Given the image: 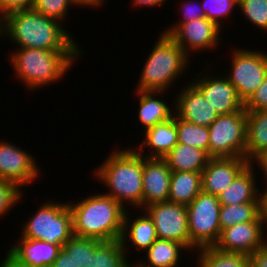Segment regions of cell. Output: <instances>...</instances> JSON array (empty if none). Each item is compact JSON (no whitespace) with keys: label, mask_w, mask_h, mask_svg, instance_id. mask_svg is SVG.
<instances>
[{"label":"cell","mask_w":267,"mask_h":267,"mask_svg":"<svg viewBox=\"0 0 267 267\" xmlns=\"http://www.w3.org/2000/svg\"><path fill=\"white\" fill-rule=\"evenodd\" d=\"M109 150L105 160L93 168L92 179L106 189L104 194L111 196L126 210L142 209L143 198V156L132 146ZM96 179V180H95Z\"/></svg>","instance_id":"cell-1"},{"label":"cell","mask_w":267,"mask_h":267,"mask_svg":"<svg viewBox=\"0 0 267 267\" xmlns=\"http://www.w3.org/2000/svg\"><path fill=\"white\" fill-rule=\"evenodd\" d=\"M65 26L32 8L23 9L3 17L2 38L11 40L15 48L84 50Z\"/></svg>","instance_id":"cell-2"},{"label":"cell","mask_w":267,"mask_h":267,"mask_svg":"<svg viewBox=\"0 0 267 267\" xmlns=\"http://www.w3.org/2000/svg\"><path fill=\"white\" fill-rule=\"evenodd\" d=\"M13 50V51H12ZM8 52V63L12 67L13 78L28 92L49 88L61 83L74 64L82 60L83 50H44L38 48H12ZM10 54V55H9ZM11 63V64H10ZM65 77V78H64Z\"/></svg>","instance_id":"cell-3"},{"label":"cell","mask_w":267,"mask_h":267,"mask_svg":"<svg viewBox=\"0 0 267 267\" xmlns=\"http://www.w3.org/2000/svg\"><path fill=\"white\" fill-rule=\"evenodd\" d=\"M103 191L87 194L78 201L67 200L72 212L75 236L100 241L121 239L126 209Z\"/></svg>","instance_id":"cell-4"},{"label":"cell","mask_w":267,"mask_h":267,"mask_svg":"<svg viewBox=\"0 0 267 267\" xmlns=\"http://www.w3.org/2000/svg\"><path fill=\"white\" fill-rule=\"evenodd\" d=\"M147 52L134 91H172L174 83L186 76L194 62L169 36L160 31ZM191 60V61H190ZM191 67V68H190ZM170 89V90H169Z\"/></svg>","instance_id":"cell-5"},{"label":"cell","mask_w":267,"mask_h":267,"mask_svg":"<svg viewBox=\"0 0 267 267\" xmlns=\"http://www.w3.org/2000/svg\"><path fill=\"white\" fill-rule=\"evenodd\" d=\"M45 199L39 207L37 206V210L27 217L29 219L22 224L18 235L62 247L74 235L72 212L66 200L62 202L51 198Z\"/></svg>","instance_id":"cell-6"},{"label":"cell","mask_w":267,"mask_h":267,"mask_svg":"<svg viewBox=\"0 0 267 267\" xmlns=\"http://www.w3.org/2000/svg\"><path fill=\"white\" fill-rule=\"evenodd\" d=\"M232 46L229 47L230 67H227V71L223 68V75L236 88L239 98L245 103L267 76V51Z\"/></svg>","instance_id":"cell-7"},{"label":"cell","mask_w":267,"mask_h":267,"mask_svg":"<svg viewBox=\"0 0 267 267\" xmlns=\"http://www.w3.org/2000/svg\"><path fill=\"white\" fill-rule=\"evenodd\" d=\"M186 207L190 254L200 248L214 246L221 233L219 224L221 205L218 196L201 191Z\"/></svg>","instance_id":"cell-8"},{"label":"cell","mask_w":267,"mask_h":267,"mask_svg":"<svg viewBox=\"0 0 267 267\" xmlns=\"http://www.w3.org/2000/svg\"><path fill=\"white\" fill-rule=\"evenodd\" d=\"M247 111L243 108L218 115L209 128L208 156L243 157L246 148Z\"/></svg>","instance_id":"cell-9"},{"label":"cell","mask_w":267,"mask_h":267,"mask_svg":"<svg viewBox=\"0 0 267 267\" xmlns=\"http://www.w3.org/2000/svg\"><path fill=\"white\" fill-rule=\"evenodd\" d=\"M38 164L35 155L19 143L16 145L13 140L0 139V179L12 182L21 189L29 188V185L37 183L41 179L43 169Z\"/></svg>","instance_id":"cell-10"},{"label":"cell","mask_w":267,"mask_h":267,"mask_svg":"<svg viewBox=\"0 0 267 267\" xmlns=\"http://www.w3.org/2000/svg\"><path fill=\"white\" fill-rule=\"evenodd\" d=\"M205 64L206 65L201 68L203 71L200 70L199 73H194L190 82L203 94L219 115L242 110L244 108V102L239 98L236 88L220 70V74H218L219 72L216 71V68H213L215 63L210 64L208 59ZM210 67L216 72L214 73V71H211ZM204 70L206 72L205 74Z\"/></svg>","instance_id":"cell-11"},{"label":"cell","mask_w":267,"mask_h":267,"mask_svg":"<svg viewBox=\"0 0 267 267\" xmlns=\"http://www.w3.org/2000/svg\"><path fill=\"white\" fill-rule=\"evenodd\" d=\"M223 31L224 29H221L216 23L205 17L180 23L169 36L190 58H194L195 53L199 55L202 51L204 53L206 51L211 54L212 51H216L219 46L221 47V42L226 41L223 38Z\"/></svg>","instance_id":"cell-12"},{"label":"cell","mask_w":267,"mask_h":267,"mask_svg":"<svg viewBox=\"0 0 267 267\" xmlns=\"http://www.w3.org/2000/svg\"><path fill=\"white\" fill-rule=\"evenodd\" d=\"M143 210L152 219L159 239L179 242L190 252L188 212L185 205L166 201L150 204Z\"/></svg>","instance_id":"cell-13"},{"label":"cell","mask_w":267,"mask_h":267,"mask_svg":"<svg viewBox=\"0 0 267 267\" xmlns=\"http://www.w3.org/2000/svg\"><path fill=\"white\" fill-rule=\"evenodd\" d=\"M6 249L0 267H47L53 265L61 249L60 245L42 240L17 237Z\"/></svg>","instance_id":"cell-14"},{"label":"cell","mask_w":267,"mask_h":267,"mask_svg":"<svg viewBox=\"0 0 267 267\" xmlns=\"http://www.w3.org/2000/svg\"><path fill=\"white\" fill-rule=\"evenodd\" d=\"M267 243L264 218L261 213L254 221L223 229L215 248L224 252L251 255Z\"/></svg>","instance_id":"cell-15"},{"label":"cell","mask_w":267,"mask_h":267,"mask_svg":"<svg viewBox=\"0 0 267 267\" xmlns=\"http://www.w3.org/2000/svg\"><path fill=\"white\" fill-rule=\"evenodd\" d=\"M188 82V83H187ZM181 81V89L173 95L174 114L199 126L209 127L218 117L215 108L203 96V94L190 82ZM177 93V94H176Z\"/></svg>","instance_id":"cell-16"},{"label":"cell","mask_w":267,"mask_h":267,"mask_svg":"<svg viewBox=\"0 0 267 267\" xmlns=\"http://www.w3.org/2000/svg\"><path fill=\"white\" fill-rule=\"evenodd\" d=\"M130 211L132 212L130 213ZM157 239L158 237L153 221L143 209L126 210L123 232L120 240L128 258L131 255L132 257L130 259H133L132 254L135 250L137 251H135L136 254L139 253V251L143 254ZM132 248H134V250ZM131 251L133 253H131Z\"/></svg>","instance_id":"cell-17"},{"label":"cell","mask_w":267,"mask_h":267,"mask_svg":"<svg viewBox=\"0 0 267 267\" xmlns=\"http://www.w3.org/2000/svg\"><path fill=\"white\" fill-rule=\"evenodd\" d=\"M249 164L243 157L209 158L202 170V191L218 196Z\"/></svg>","instance_id":"cell-18"},{"label":"cell","mask_w":267,"mask_h":267,"mask_svg":"<svg viewBox=\"0 0 267 267\" xmlns=\"http://www.w3.org/2000/svg\"><path fill=\"white\" fill-rule=\"evenodd\" d=\"M172 171L163 158L143 156L142 209L150 204L168 201Z\"/></svg>","instance_id":"cell-19"},{"label":"cell","mask_w":267,"mask_h":267,"mask_svg":"<svg viewBox=\"0 0 267 267\" xmlns=\"http://www.w3.org/2000/svg\"><path fill=\"white\" fill-rule=\"evenodd\" d=\"M257 168L249 163L219 195L220 205L263 203V192ZM260 185V187H259Z\"/></svg>","instance_id":"cell-20"},{"label":"cell","mask_w":267,"mask_h":267,"mask_svg":"<svg viewBox=\"0 0 267 267\" xmlns=\"http://www.w3.org/2000/svg\"><path fill=\"white\" fill-rule=\"evenodd\" d=\"M140 135H144L143 140H139L136 146L134 144L130 146L146 158H164L178 143L176 115L174 114L168 121L145 130Z\"/></svg>","instance_id":"cell-21"},{"label":"cell","mask_w":267,"mask_h":267,"mask_svg":"<svg viewBox=\"0 0 267 267\" xmlns=\"http://www.w3.org/2000/svg\"><path fill=\"white\" fill-rule=\"evenodd\" d=\"M136 98L139 99L137 104V119L142 132L153 127L156 124L168 121L174 115V98L167 101L170 91H134ZM168 93V94H167ZM167 94V95H166ZM165 96V98H164ZM162 97V98H161ZM169 102V104H168ZM173 103V104H172Z\"/></svg>","instance_id":"cell-22"},{"label":"cell","mask_w":267,"mask_h":267,"mask_svg":"<svg viewBox=\"0 0 267 267\" xmlns=\"http://www.w3.org/2000/svg\"><path fill=\"white\" fill-rule=\"evenodd\" d=\"M185 251V257L184 252ZM187 252V253H186ZM189 251L179 242L173 240L157 239L146 251L140 256L134 255L136 261L132 262L137 267H179L182 260L186 261L187 256L191 255ZM144 259H143V258ZM139 258V260H138Z\"/></svg>","instance_id":"cell-23"},{"label":"cell","mask_w":267,"mask_h":267,"mask_svg":"<svg viewBox=\"0 0 267 267\" xmlns=\"http://www.w3.org/2000/svg\"><path fill=\"white\" fill-rule=\"evenodd\" d=\"M267 151V110L247 111L244 158L253 163Z\"/></svg>","instance_id":"cell-24"},{"label":"cell","mask_w":267,"mask_h":267,"mask_svg":"<svg viewBox=\"0 0 267 267\" xmlns=\"http://www.w3.org/2000/svg\"><path fill=\"white\" fill-rule=\"evenodd\" d=\"M209 158L203 150L177 143L163 159L172 172H202Z\"/></svg>","instance_id":"cell-25"},{"label":"cell","mask_w":267,"mask_h":267,"mask_svg":"<svg viewBox=\"0 0 267 267\" xmlns=\"http://www.w3.org/2000/svg\"><path fill=\"white\" fill-rule=\"evenodd\" d=\"M202 191L201 172H172L168 201L188 206Z\"/></svg>","instance_id":"cell-26"},{"label":"cell","mask_w":267,"mask_h":267,"mask_svg":"<svg viewBox=\"0 0 267 267\" xmlns=\"http://www.w3.org/2000/svg\"><path fill=\"white\" fill-rule=\"evenodd\" d=\"M195 253L196 267H249V256L242 253L224 252L214 246L200 248Z\"/></svg>","instance_id":"cell-27"},{"label":"cell","mask_w":267,"mask_h":267,"mask_svg":"<svg viewBox=\"0 0 267 267\" xmlns=\"http://www.w3.org/2000/svg\"><path fill=\"white\" fill-rule=\"evenodd\" d=\"M121 240L103 241L91 256L88 267H131Z\"/></svg>","instance_id":"cell-28"},{"label":"cell","mask_w":267,"mask_h":267,"mask_svg":"<svg viewBox=\"0 0 267 267\" xmlns=\"http://www.w3.org/2000/svg\"><path fill=\"white\" fill-rule=\"evenodd\" d=\"M262 213V203L221 205L219 224L221 231L239 223L254 221Z\"/></svg>","instance_id":"cell-29"},{"label":"cell","mask_w":267,"mask_h":267,"mask_svg":"<svg viewBox=\"0 0 267 267\" xmlns=\"http://www.w3.org/2000/svg\"><path fill=\"white\" fill-rule=\"evenodd\" d=\"M178 143L194 146L208 155L209 128L184 121L176 116Z\"/></svg>","instance_id":"cell-30"},{"label":"cell","mask_w":267,"mask_h":267,"mask_svg":"<svg viewBox=\"0 0 267 267\" xmlns=\"http://www.w3.org/2000/svg\"><path fill=\"white\" fill-rule=\"evenodd\" d=\"M102 242L95 238L73 235L61 248L73 258L78 266L88 267L91 256Z\"/></svg>","instance_id":"cell-31"},{"label":"cell","mask_w":267,"mask_h":267,"mask_svg":"<svg viewBox=\"0 0 267 267\" xmlns=\"http://www.w3.org/2000/svg\"><path fill=\"white\" fill-rule=\"evenodd\" d=\"M238 10L246 23L267 33V0H238Z\"/></svg>","instance_id":"cell-32"},{"label":"cell","mask_w":267,"mask_h":267,"mask_svg":"<svg viewBox=\"0 0 267 267\" xmlns=\"http://www.w3.org/2000/svg\"><path fill=\"white\" fill-rule=\"evenodd\" d=\"M200 3L205 17L221 29L224 28V20L232 19V13L238 11V0H200Z\"/></svg>","instance_id":"cell-33"},{"label":"cell","mask_w":267,"mask_h":267,"mask_svg":"<svg viewBox=\"0 0 267 267\" xmlns=\"http://www.w3.org/2000/svg\"><path fill=\"white\" fill-rule=\"evenodd\" d=\"M71 7L77 8L79 5L74 0H35L32 9L66 25L64 22L70 18Z\"/></svg>","instance_id":"cell-34"},{"label":"cell","mask_w":267,"mask_h":267,"mask_svg":"<svg viewBox=\"0 0 267 267\" xmlns=\"http://www.w3.org/2000/svg\"><path fill=\"white\" fill-rule=\"evenodd\" d=\"M18 185L0 179V219L9 215L10 211L20 205L24 194Z\"/></svg>","instance_id":"cell-35"},{"label":"cell","mask_w":267,"mask_h":267,"mask_svg":"<svg viewBox=\"0 0 267 267\" xmlns=\"http://www.w3.org/2000/svg\"><path fill=\"white\" fill-rule=\"evenodd\" d=\"M199 1V2H198ZM179 4V5H178ZM175 9H177V14L181 17L177 18L178 21L169 27H165L162 33L169 35L180 23L190 22L192 20L205 18V15L202 10L200 0H181L175 3ZM179 7V8H178ZM181 13V15H180Z\"/></svg>","instance_id":"cell-36"},{"label":"cell","mask_w":267,"mask_h":267,"mask_svg":"<svg viewBox=\"0 0 267 267\" xmlns=\"http://www.w3.org/2000/svg\"><path fill=\"white\" fill-rule=\"evenodd\" d=\"M244 108L246 111L267 110V76L252 96L244 103Z\"/></svg>","instance_id":"cell-37"},{"label":"cell","mask_w":267,"mask_h":267,"mask_svg":"<svg viewBox=\"0 0 267 267\" xmlns=\"http://www.w3.org/2000/svg\"><path fill=\"white\" fill-rule=\"evenodd\" d=\"M35 0H0V16L3 18L9 13L30 9Z\"/></svg>","instance_id":"cell-38"},{"label":"cell","mask_w":267,"mask_h":267,"mask_svg":"<svg viewBox=\"0 0 267 267\" xmlns=\"http://www.w3.org/2000/svg\"><path fill=\"white\" fill-rule=\"evenodd\" d=\"M249 267H267V243L249 255Z\"/></svg>","instance_id":"cell-39"},{"label":"cell","mask_w":267,"mask_h":267,"mask_svg":"<svg viewBox=\"0 0 267 267\" xmlns=\"http://www.w3.org/2000/svg\"><path fill=\"white\" fill-rule=\"evenodd\" d=\"M252 164L257 168V170L259 172V178L261 179L263 177L264 180H262V182L263 181L264 182H263V184H261V187H262V185L265 186L262 188H265L264 191H267V151L264 154H262L260 157H258ZM260 172H261V174H260Z\"/></svg>","instance_id":"cell-40"},{"label":"cell","mask_w":267,"mask_h":267,"mask_svg":"<svg viewBox=\"0 0 267 267\" xmlns=\"http://www.w3.org/2000/svg\"><path fill=\"white\" fill-rule=\"evenodd\" d=\"M170 0H131L130 1V4H131V7L133 8H163L164 5L163 4H166V2H168ZM173 1V0H171Z\"/></svg>","instance_id":"cell-41"},{"label":"cell","mask_w":267,"mask_h":267,"mask_svg":"<svg viewBox=\"0 0 267 267\" xmlns=\"http://www.w3.org/2000/svg\"><path fill=\"white\" fill-rule=\"evenodd\" d=\"M53 267H80L62 248L60 249Z\"/></svg>","instance_id":"cell-42"},{"label":"cell","mask_w":267,"mask_h":267,"mask_svg":"<svg viewBox=\"0 0 267 267\" xmlns=\"http://www.w3.org/2000/svg\"><path fill=\"white\" fill-rule=\"evenodd\" d=\"M80 7H85V9H89L90 7L93 9L102 8L109 3L108 0H74ZM105 4V5H104Z\"/></svg>","instance_id":"cell-43"},{"label":"cell","mask_w":267,"mask_h":267,"mask_svg":"<svg viewBox=\"0 0 267 267\" xmlns=\"http://www.w3.org/2000/svg\"><path fill=\"white\" fill-rule=\"evenodd\" d=\"M262 214L264 218L265 234L267 237V191L263 192Z\"/></svg>","instance_id":"cell-44"},{"label":"cell","mask_w":267,"mask_h":267,"mask_svg":"<svg viewBox=\"0 0 267 267\" xmlns=\"http://www.w3.org/2000/svg\"><path fill=\"white\" fill-rule=\"evenodd\" d=\"M3 18L0 16V40H2L3 38Z\"/></svg>","instance_id":"cell-45"}]
</instances>
